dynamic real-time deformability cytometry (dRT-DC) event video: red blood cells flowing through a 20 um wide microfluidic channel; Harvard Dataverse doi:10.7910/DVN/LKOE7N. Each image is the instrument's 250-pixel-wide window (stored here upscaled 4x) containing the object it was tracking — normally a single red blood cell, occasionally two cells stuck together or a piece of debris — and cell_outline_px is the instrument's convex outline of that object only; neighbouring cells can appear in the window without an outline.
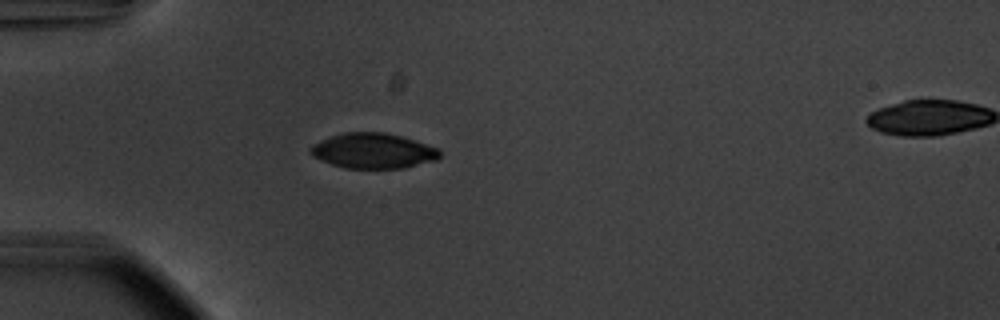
{"species": "common noctule bat (a hibernating species)", "species_latin": "Nyctalus noctula", "temperature_condition": "warm", "stored_images_in_passage": 39, "camera_frame_rate_fps": 3000, "um_per_image_px": 0.085, "animal": {"sex": "male", "body_mass_g": 20.1, "forearm_length_mm": 53.5}, "frame": {"image": 1, "passage_image": 1, "time_ms": 0.0, "image_size_px": [1000, 320], "cell_outline_px": [[440, 156], [436, 160], [404, 168], [344, 168], [320, 160], [312, 156], [308, 152], [308, 148], [312, 144], [320, 140], [344, 132], [384, 132], [416, 140], [440, 148]], "centroid_in_image_um": [31.7, 12.82], "position_along_channel_um": 53.3, "area_um2": 26.76}}
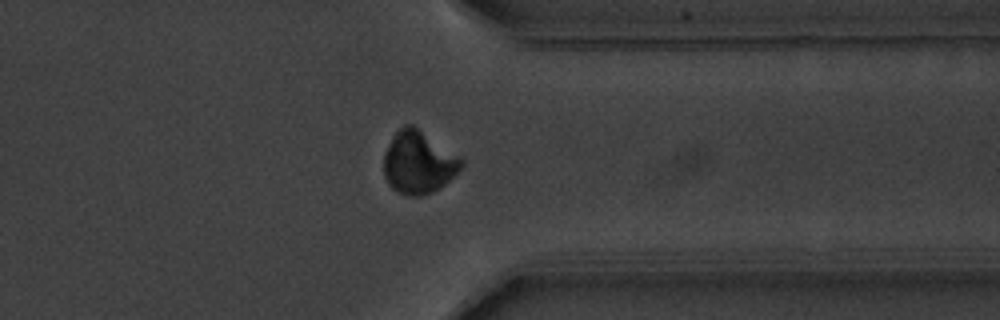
{"frame": {"image": 2, "passage_image": 28, "time_ms": 9.0, "image_size_px": [1000, 320], "cell_outline_px": [[464, 164], [440, 188], [432, 192], [420, 196], [408, 196], [396, 192], [388, 184], [384, 176], [384, 152], [392, 136], [404, 124], [412, 124], [460, 156], [464, 160]], "centroid_in_image_um": [35.54, 13.81], "position_along_channel_um": 375.9, "area_um2": 28.32}}
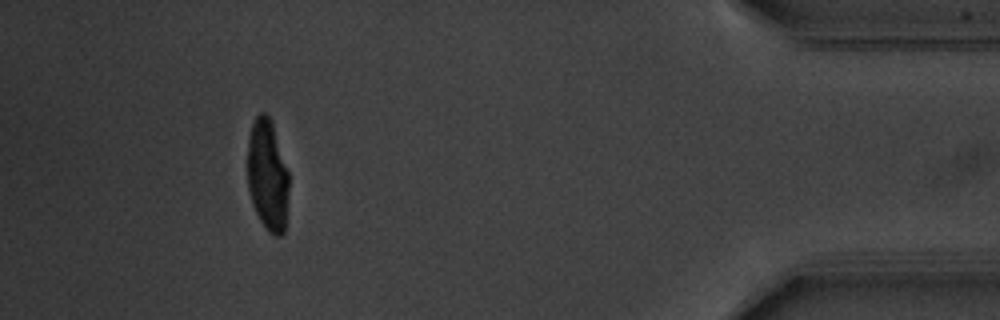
{"frame": {"image": 3, "passage_image": 35, "time_ms": 11.333, "image_size_px": [1000, 320], "cell_outline_px": [[288, 192], [284, 232], [280, 236], [276, 236], [268, 232], [260, 220], [252, 204], [248, 188], [248, 140], [252, 124], [256, 116], [260, 112], [264, 112], [272, 120], [288, 172]], "centroid_in_image_um": [22.74, 14.89], "position_along_channel_um": 412.5, "area_um2": 26.82}, "authors_computed_cell_mechanics": {"area_um2": 27.5706, "velocity_mm_per_s": 3.7416, "shape_relaxation_time_tau1_ms": 3.6792, "shape_relaxation_time_tau2_ms": null, "deformation_change_tau1": 0.1945, "deformation_change_tau2": null}}